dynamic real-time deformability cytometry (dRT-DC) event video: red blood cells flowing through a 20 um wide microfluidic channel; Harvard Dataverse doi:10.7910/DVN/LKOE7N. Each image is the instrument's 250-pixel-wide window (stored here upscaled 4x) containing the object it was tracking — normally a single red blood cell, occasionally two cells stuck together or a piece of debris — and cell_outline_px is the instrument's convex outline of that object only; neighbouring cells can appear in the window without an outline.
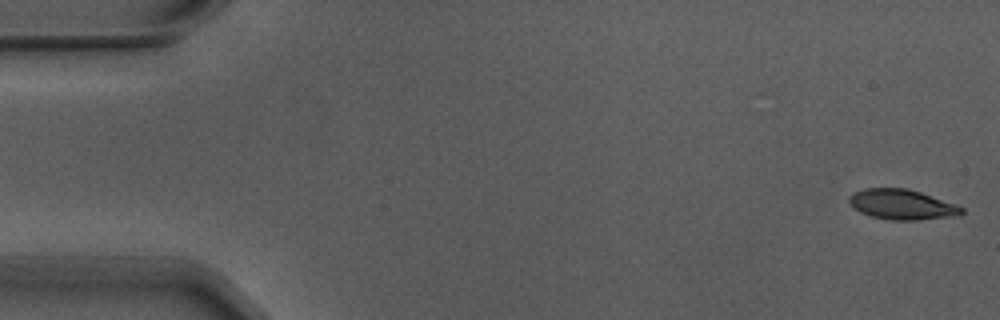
{"species": "Egyptian fruit bat (a non-hibernating species)", "species_latin": "Rousettus aegyptiacus", "temperature_condition": "warm", "stored_images_in_passage": 5, "camera_frame_rate_fps": 3000, "um_per_image_px": 0.085, "animal": {"sex": "male"}, "frame": {"image": 1, "passage_image": 1, "time_ms": 0.0, "image_size_px": [1000, 320], "cell_outline_px": [[964, 212], [960, 216], [916, 220], [892, 220], [872, 216], [860, 212], [848, 204], [848, 196], [852, 192], [864, 188], [908, 188], [956, 204], [964, 208]], "centroid_in_image_um": [76.66, 17.38], "position_along_channel_um": 8.3, "area_um2": 20.0}}
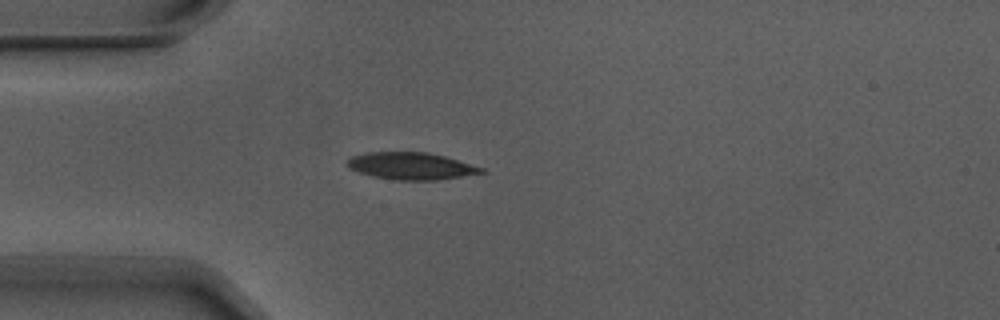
{"frame": {"image": 2, "passage_image": 5, "time_ms": 1.333, "image_size_px": [1000, 320], "cell_outline_px": [[488, 172], [436, 180], [392, 180], [372, 176], [348, 168], [344, 164], [352, 156], [368, 152], [424, 152], [444, 156], [484, 168]], "centroid_in_image_um": [34.92, 14.11], "position_along_channel_um": 50.1, "area_um2": 21.15}}